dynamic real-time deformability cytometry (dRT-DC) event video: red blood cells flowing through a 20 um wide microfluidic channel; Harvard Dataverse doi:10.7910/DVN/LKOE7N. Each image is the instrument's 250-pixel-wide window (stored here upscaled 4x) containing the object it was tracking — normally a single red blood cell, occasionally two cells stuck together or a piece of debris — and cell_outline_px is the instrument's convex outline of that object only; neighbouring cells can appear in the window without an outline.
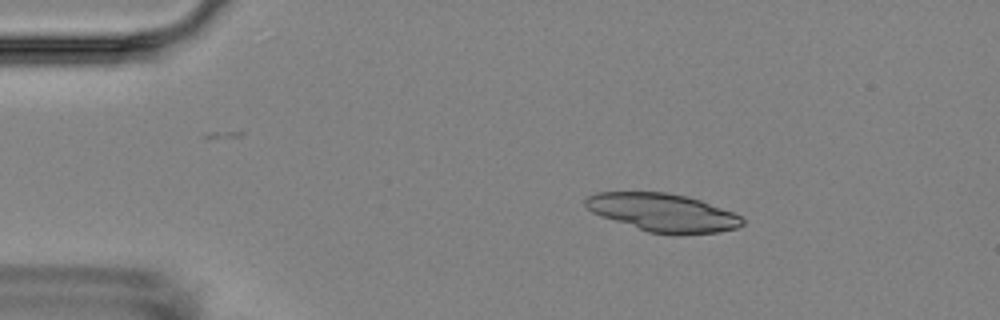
{"species": "Egyptian fruit bat (a non-hibernating species)", "species_latin": "Rousettus aegyptiacus", "temperature_condition": "room temperature", "stored_images_in_passage": 3, "camera_frame_rate_fps": 3000, "um_per_image_px": 0.085, "animal": {"sex": "female"}, "frame": {"image": 1, "passage_image": 2, "time_ms": 1.0, "image_size_px": [1000, 320], "cell_outline_px": [[744, 224], [736, 228], [720, 232], [680, 236], [672, 236], [648, 232], [600, 216], [592, 212], [584, 204], [584, 200], [588, 196], [596, 192], [668, 192], [700, 200], [732, 212], [740, 216], [744, 220]], "centroid_in_image_um": [56.34, 18.09], "position_along_channel_um": 28.7, "area_um2": 35.14}}